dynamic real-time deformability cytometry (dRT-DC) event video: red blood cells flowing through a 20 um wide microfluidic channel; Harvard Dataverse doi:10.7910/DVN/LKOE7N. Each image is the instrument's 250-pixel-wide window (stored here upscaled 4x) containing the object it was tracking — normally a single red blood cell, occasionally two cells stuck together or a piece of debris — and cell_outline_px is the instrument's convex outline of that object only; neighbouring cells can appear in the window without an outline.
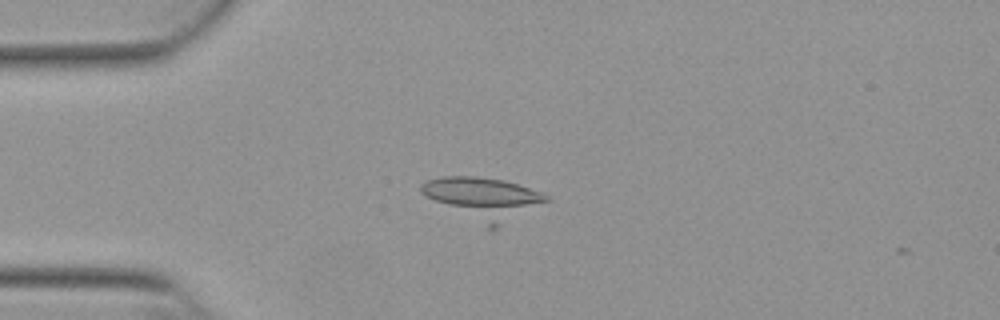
{"species": "Egyptian fruit bat (a non-hibernating species)", "species_latin": "Rousettus aegyptiacus", "temperature_condition": "warm", "stored_images_in_passage": 3, "camera_frame_rate_fps": 3000, "um_per_image_px": 0.085, "animal": {"sex": "female"}, "frame": {"image": 1, "passage_image": 1, "time_ms": 0.0, "image_size_px": [1000, 320], "cell_outline_px": [[552, 200], [496, 208], [488, 208], [448, 204], [436, 200], [420, 192], [420, 184], [428, 180], [444, 176], [476, 176], [504, 180], [544, 192]], "centroid_in_image_um": [40.83, 16.32], "position_along_channel_um": 44.2, "area_um2": 21.39}}